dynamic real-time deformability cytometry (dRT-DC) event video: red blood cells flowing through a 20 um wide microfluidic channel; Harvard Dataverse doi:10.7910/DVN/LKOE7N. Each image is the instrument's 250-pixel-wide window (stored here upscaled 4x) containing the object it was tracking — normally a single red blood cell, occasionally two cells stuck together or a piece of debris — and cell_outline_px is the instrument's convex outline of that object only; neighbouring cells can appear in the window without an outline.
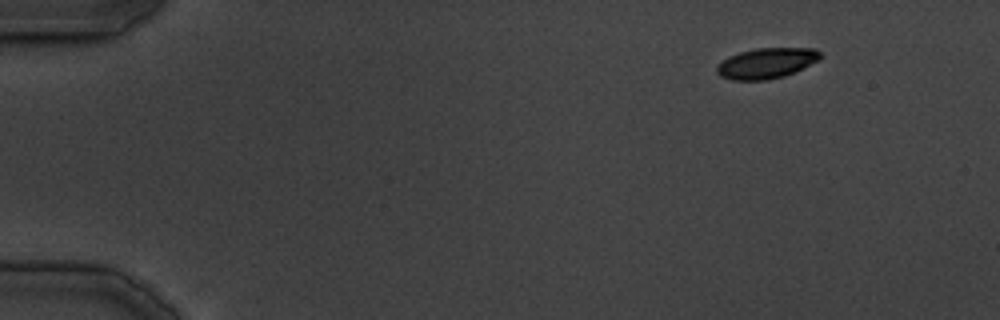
{"species": "common noctule bat (a hibernating species)", "species_latin": "Nyctalus noctula", "temperature_condition": "cold", "stored_images_in_passage": 31, "camera_frame_rate_fps": 3000, "um_per_image_px": 0.085, "animal": {"sex": "male", "body_mass_g": 19.5, "forearm_length_mm": 54.6}, "frame": {"image": 1, "passage_image": 1, "time_ms": 0.0, "image_size_px": [1000, 320], "cell_outline_px": [[820, 60], [804, 68], [784, 76], [764, 80], [732, 80], [720, 76], [716, 72], [716, 64], [728, 56], [740, 52], [756, 48], [816, 48], [820, 52]], "centroid_in_image_um": [65.13, 5.37], "position_along_channel_um": 19.9, "area_um2": 18.55}}
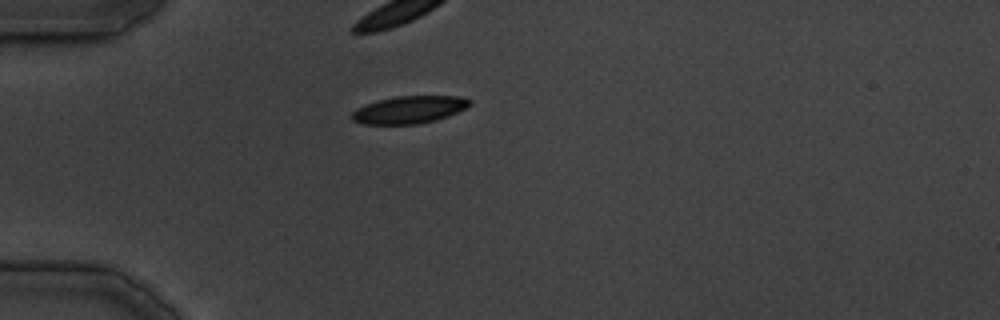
{"frame": {"image": 2, "passage_image": 8, "time_ms": 8.333, "image_size_px": [1000, 320], "cell_outline_px": [[472, 104], [448, 116], [436, 120], [416, 124], [364, 124], [352, 120], [352, 112], [356, 108], [364, 104], [396, 96], [460, 96], [472, 100]], "centroid_in_image_um": [34.78, 9.32], "position_along_channel_um": 50.2, "area_um2": 18.79}}